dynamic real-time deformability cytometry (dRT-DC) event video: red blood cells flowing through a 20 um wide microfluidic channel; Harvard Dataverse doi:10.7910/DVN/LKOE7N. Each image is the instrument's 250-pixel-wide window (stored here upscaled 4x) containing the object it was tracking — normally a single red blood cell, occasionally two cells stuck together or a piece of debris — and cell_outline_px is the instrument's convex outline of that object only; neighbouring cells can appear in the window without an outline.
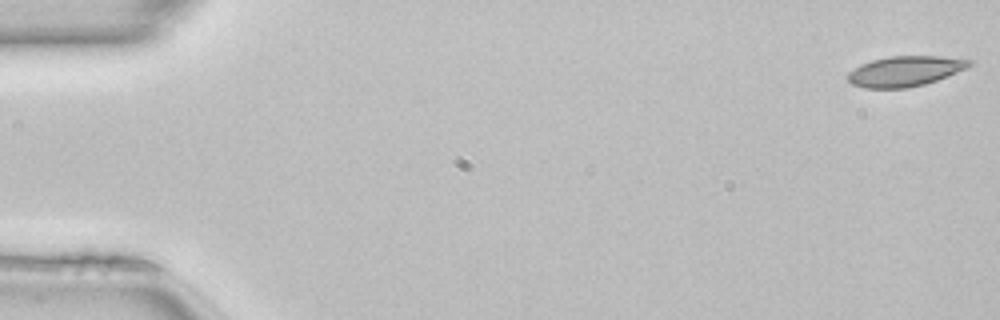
{"species": "common noctule bat (a hibernating species)", "species_latin": "Nyctalus noctula", "temperature_condition": "room temperature", "stored_images_in_passage": 50, "camera_frame_rate_fps": 3000, "um_per_image_px": 0.085, "animal": {"sex": "female", "body_mass_g": 22.7, "forearm_length_mm": 54.2}, "frame": {"image": 1, "passage_image": 1, "time_ms": 0.0, "image_size_px": [1000, 320], "cell_outline_px": [[972, 64], [956, 72], [936, 80], [924, 84], [908, 88], [864, 88], [852, 84], [848, 80], [848, 72], [860, 64], [872, 60], [888, 56], [940, 56], [972, 60]], "centroid_in_image_um": [76.88, 6.05], "position_along_channel_um": 8.1, "area_um2": 21.27}}
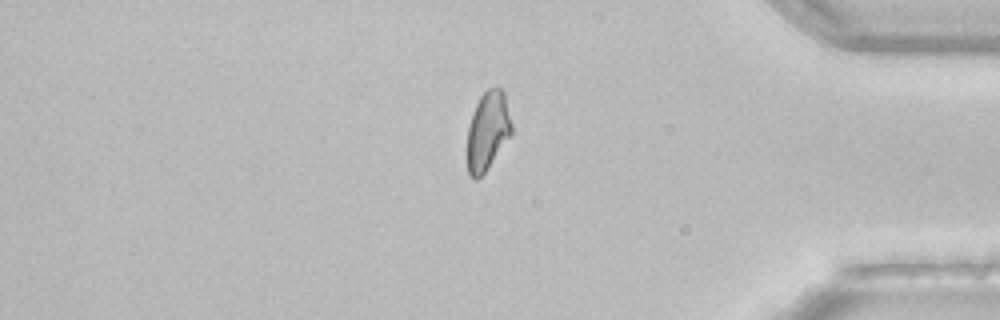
{"frame": {"image": 2, "passage_image": 42, "time_ms": 13.667, "image_size_px": [1000, 320], "cell_outline_px": [[512, 136], [488, 168], [476, 180], [472, 180], [468, 176], [468, 128], [472, 112], [480, 96], [488, 88], [500, 88], [504, 92], [512, 124]], "centroid_in_image_um": [41.47, 11.15], "position_along_channel_um": 393.7, "area_um2": 20.52}}
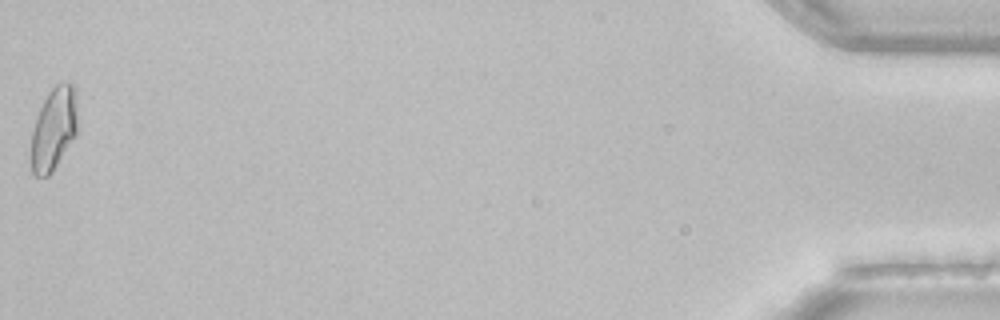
{"frame": {"image": 3, "passage_image": 50, "time_ms": 16.333, "image_size_px": [1000, 320], "cell_outline_px": [[76, 136], [52, 172], [48, 176], [36, 176], [32, 172], [32, 132], [40, 108], [48, 92], [56, 84], [68, 80], [76, 84]], "centroid_in_image_um": [4.6, 10.89], "position_along_channel_um": 430.6, "area_um2": 22.37}, "authors_computed_cell_mechanics": {"area_um2": 21.386, "velocity_mm_per_s": 4.111, "shape_relaxation_time_tau1_ms": null, "shape_relaxation_time_tau2_ms": 1.724, "deformation_change_tau1": null, "deformation_change_tau2": 0.064}}